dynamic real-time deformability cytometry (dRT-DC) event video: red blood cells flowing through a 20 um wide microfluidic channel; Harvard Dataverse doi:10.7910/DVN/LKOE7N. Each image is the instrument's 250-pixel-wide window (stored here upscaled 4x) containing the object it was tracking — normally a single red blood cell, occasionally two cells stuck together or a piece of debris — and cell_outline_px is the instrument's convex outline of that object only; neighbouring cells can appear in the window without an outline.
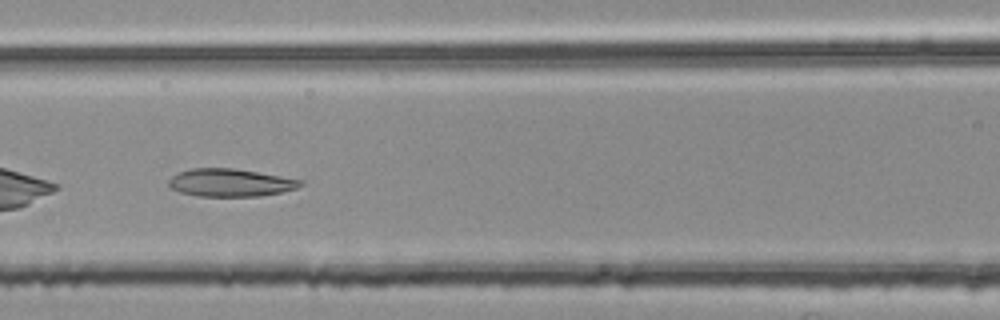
{"species": "common noctule bat (a hibernating species)", "species_latin": "Nyctalus noctula", "temperature_condition": "room temperature", "stored_images_in_passage": 35, "camera_frame_rate_fps": 3000, "um_per_image_px": 0.085, "animal": {"sex": "female", "body_mass_g": 25.1}, "frame": {"image": 1, "passage_image": 7, "time_ms": 2.0, "image_size_px": [1000, 320], "cell_outline_px": [[304, 184], [296, 188], [280, 192], [260, 196], [200, 196], [180, 192], [172, 188], [168, 184], [168, 180], [176, 172], [192, 168], [232, 168], [304, 180]], "centroid_in_image_um": [19.56, 15.52], "position_along_channel_um": 147.0, "area_um2": 21.21}}
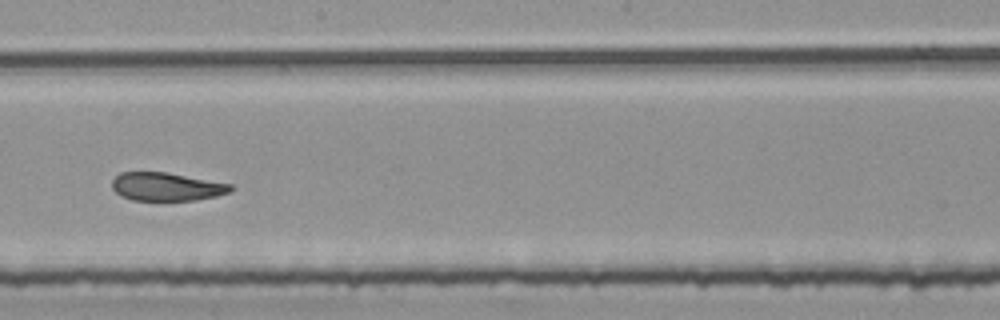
{"frame": {"image": 2, "passage_image": 14, "time_ms": 4.333, "image_size_px": [1000, 320], "cell_outline_px": [[232, 188], [228, 192], [216, 196], [196, 200], [132, 200], [120, 196], [112, 188], [112, 180], [120, 172], [168, 172], [232, 184]], "centroid_in_image_um": [14.13, 15.86], "position_along_channel_um": 234.1, "area_um2": 19.54}}
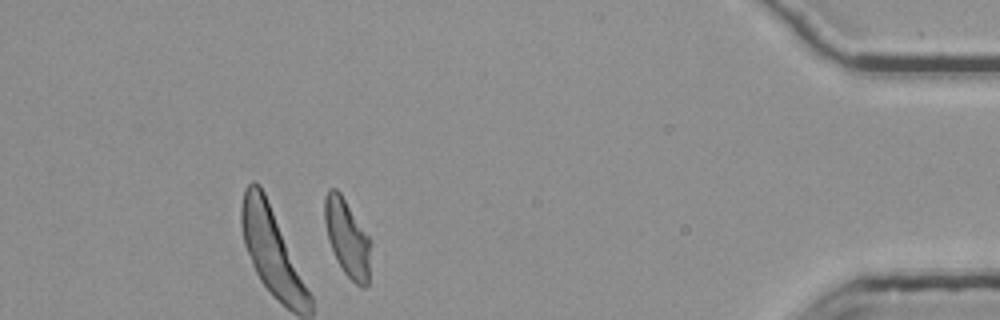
{"frame": {"image": 3, "passage_image": 32, "time_ms": 10.333, "image_size_px": [1000, 320], "cell_outline_px": [[372, 244], [368, 284], [364, 288], [360, 288], [344, 272], [336, 260], [328, 240], [324, 220], [324, 196], [328, 188], [336, 188], [340, 192], [368, 236]], "centroid_in_image_um": [29.51, 20.24], "position_along_channel_um": 405.7, "area_um2": 20.92}, "authors_computed_cell_mechanics": {"area_um2": 20.9814, "velocity_mm_per_s": 3.7481, "shape_relaxation_time_tau1_ms": null, "shape_relaxation_time_tau2_ms": 2.1991, "deformation_change_tau1": null, "deformation_change_tau2": 0.085}}